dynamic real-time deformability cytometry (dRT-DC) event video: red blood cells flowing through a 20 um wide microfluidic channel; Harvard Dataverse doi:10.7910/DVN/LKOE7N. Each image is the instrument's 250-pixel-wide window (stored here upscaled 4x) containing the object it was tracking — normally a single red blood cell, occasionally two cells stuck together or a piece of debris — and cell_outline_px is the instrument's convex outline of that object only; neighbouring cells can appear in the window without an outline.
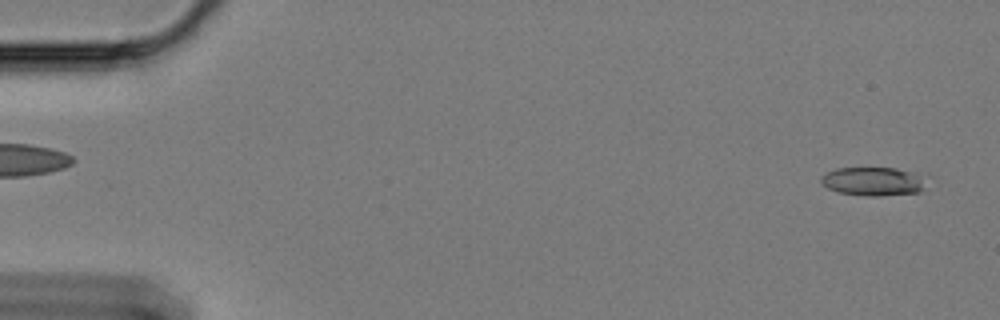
{"species": "Egyptian fruit bat (a non-hibernating species)", "species_latin": "Rousettus aegyptiacus", "temperature_condition": "cold", "stored_images_in_passage": 7, "camera_frame_rate_fps": 3000, "um_per_image_px": 0.085, "animal": {"sex": "female"}, "frame": {"image": 1, "passage_image": 1, "time_ms": 0.0, "image_size_px": [1000, 320], "cell_outline_px": [[920, 192], [876, 196], [872, 196], [840, 192], [828, 188], [820, 184], [820, 176], [836, 168], [896, 168], [920, 176]], "centroid_in_image_um": [74.07, 15.41], "position_along_channel_um": 10.9, "area_um2": 16.88}}